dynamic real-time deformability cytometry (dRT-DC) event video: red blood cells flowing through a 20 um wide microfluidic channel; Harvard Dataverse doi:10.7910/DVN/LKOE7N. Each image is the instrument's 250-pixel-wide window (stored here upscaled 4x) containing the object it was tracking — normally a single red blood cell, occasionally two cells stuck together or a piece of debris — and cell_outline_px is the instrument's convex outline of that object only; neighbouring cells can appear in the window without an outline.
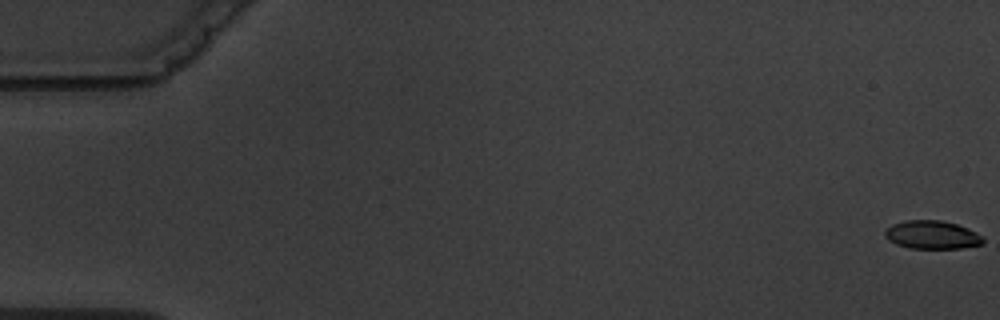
{"species": "common noctule bat (a hibernating species)", "species_latin": "Nyctalus noctula", "temperature_condition": "warm", "stored_images_in_passage": 6, "camera_frame_rate_fps": 3000, "um_per_image_px": 0.085, "animal": {"sex": "male", "body_mass_g": 19.5, "forearm_length_mm": 54.6}, "frame": {"image": 1, "passage_image": 1, "time_ms": 0.0, "image_size_px": [1000, 320], "cell_outline_px": [[984, 244], [960, 248], [908, 248], [896, 244], [888, 240], [884, 236], [884, 232], [892, 224], [904, 220], [940, 220], [956, 224], [968, 228], [984, 236]], "centroid_in_image_um": [79.23, 19.96], "position_along_channel_um": 5.8, "area_um2": 16.3}}
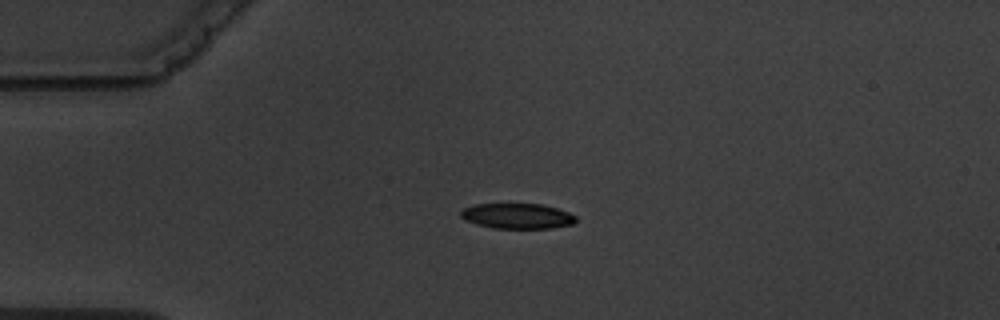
{"frame": {"image": 2, "passage_image": 4, "time_ms": 4.667, "image_size_px": [1000, 320], "cell_outline_px": [[576, 220], [572, 224], [552, 228], [492, 228], [476, 224], [464, 220], [460, 216], [460, 212], [464, 208], [472, 204], [540, 204], [556, 208], [568, 212], [576, 216]], "centroid_in_image_um": [43.93, 18.36], "position_along_channel_um": 41.1, "area_um2": 16.99}}
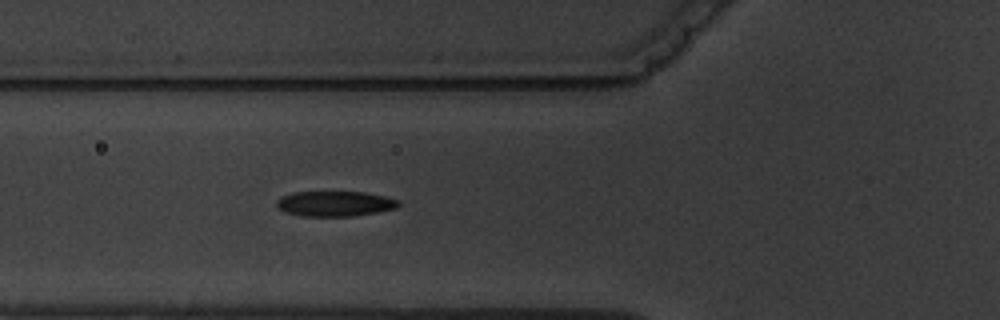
{"frame": {"image": 3, "passage_image": 6, "time_ms": 7.0, "image_size_px": [1000, 320], "cell_outline_px": [[400, 204], [396, 208], [376, 212], [352, 216], [304, 216], [284, 212], [276, 204], [276, 200], [280, 196], [292, 192], [364, 192], [384, 196], [400, 200]], "centroid_in_image_um": [28.45, 17.3], "position_along_channel_um": 97.4, "area_um2": 17.92}}